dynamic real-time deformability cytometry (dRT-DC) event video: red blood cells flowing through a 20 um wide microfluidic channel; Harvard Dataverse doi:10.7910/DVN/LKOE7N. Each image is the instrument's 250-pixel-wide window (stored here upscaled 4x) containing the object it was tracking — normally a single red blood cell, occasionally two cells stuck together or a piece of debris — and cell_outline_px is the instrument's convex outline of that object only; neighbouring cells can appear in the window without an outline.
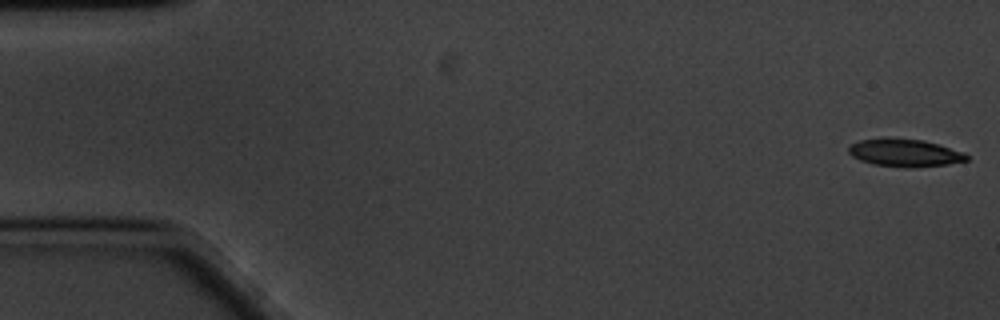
{"species": "common noctule bat (a hibernating species)", "species_latin": "Nyctalus noctula", "temperature_condition": "cold", "stored_images_in_passage": 56, "camera_frame_rate_fps": 3000, "um_per_image_px": 0.085, "animal": {"sex": "male", "body_mass_g": 20.1, "forearm_length_mm": 53.5}, "frame": {"image": 1, "passage_image": 1, "time_ms": 0.0, "image_size_px": [1000, 320], "cell_outline_px": [[968, 160], [948, 164], [908, 168], [904, 168], [872, 164], [860, 160], [852, 156], [848, 152], [848, 148], [852, 144], [860, 140], [924, 140], [940, 144], [964, 152], [968, 156]], "centroid_in_image_um": [76.95, 13.03], "position_along_channel_um": 8.0, "area_um2": 18.55}}
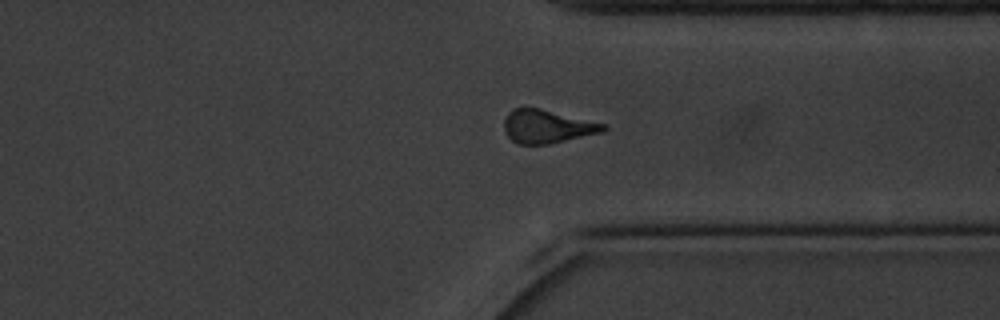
{"frame": {"image": 2, "passage_image": 44, "time_ms": 14.333, "image_size_px": [1000, 320], "cell_outline_px": [[608, 128], [604, 132], [548, 144], [516, 144], [504, 132], [504, 120], [508, 112], [512, 108], [540, 108], [604, 124]], "centroid_in_image_um": [46.48, 10.75], "position_along_channel_um": 364.9, "area_um2": 19.19}}
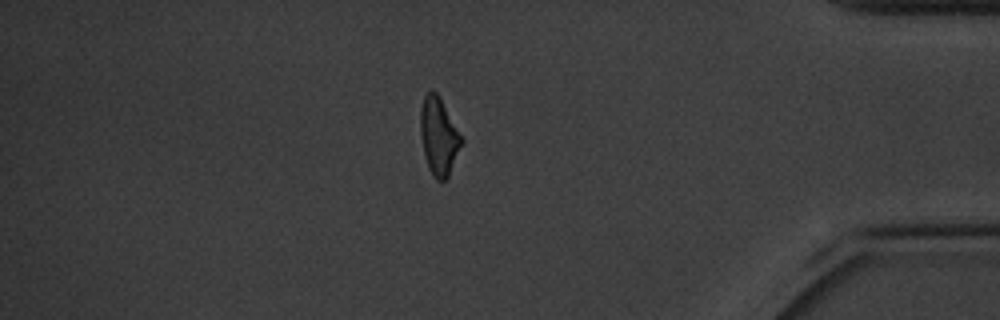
{"frame": {"image": 3, "passage_image": 50, "time_ms": 16.333, "image_size_px": [1000, 320], "cell_outline_px": [[464, 140], [448, 176], [444, 180], [436, 180], [432, 176], [428, 168], [424, 156], [420, 136], [420, 108], [424, 96], [432, 88], [440, 96]], "centroid_in_image_um": [37.28, 11.56], "position_along_channel_um": 397.9, "area_um2": 18.79}, "authors_computed_cell_mechanics": {"area_um2": 19.363, "velocity_mm_per_s": 3.3897, "shape_relaxation_time_tau1_ms": 4.6695, "shape_relaxation_time_tau2_ms": 5.7041, "deformation_change_tau1": 0.1441, "deformation_change_tau2": 0.1565}}